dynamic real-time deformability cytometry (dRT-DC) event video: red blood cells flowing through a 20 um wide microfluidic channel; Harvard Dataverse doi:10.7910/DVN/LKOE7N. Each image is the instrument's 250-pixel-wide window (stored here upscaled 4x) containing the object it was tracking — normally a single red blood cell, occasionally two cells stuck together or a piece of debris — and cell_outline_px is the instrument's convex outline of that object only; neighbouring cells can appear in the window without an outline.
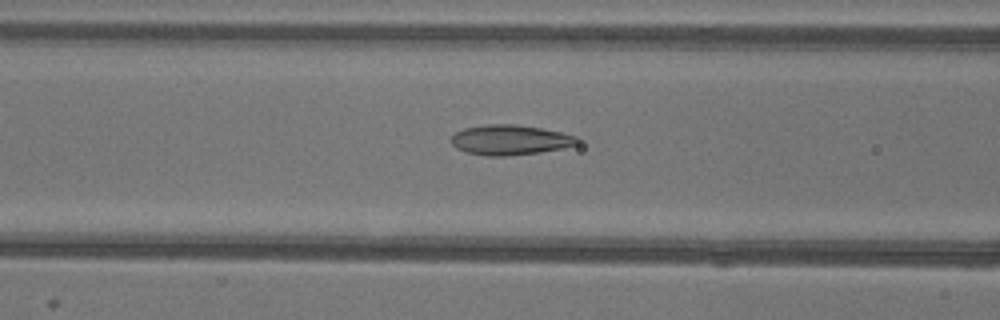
{"species": "common noctule bat (a hibernating species)", "species_latin": "Nyctalus noctula", "temperature_condition": "warm", "stored_images_in_passage": 51, "camera_frame_rate_fps": 3000, "um_per_image_px": 0.085, "animal": {"sex": "female"}, "frame": {"image": 1, "passage_image": 20, "time_ms": 6.333, "image_size_px": [1000, 320], "cell_outline_px": [[580, 144], [564, 148], [540, 152], [504, 156], [484, 156], [464, 152], [456, 148], [448, 140], [456, 132], [464, 128], [488, 124], [516, 124], [540, 128], [560, 132], [576, 136], [580, 140]], "centroid_in_image_um": [43.34, 11.9], "position_along_channel_um": 123.3, "area_um2": 22.31}}
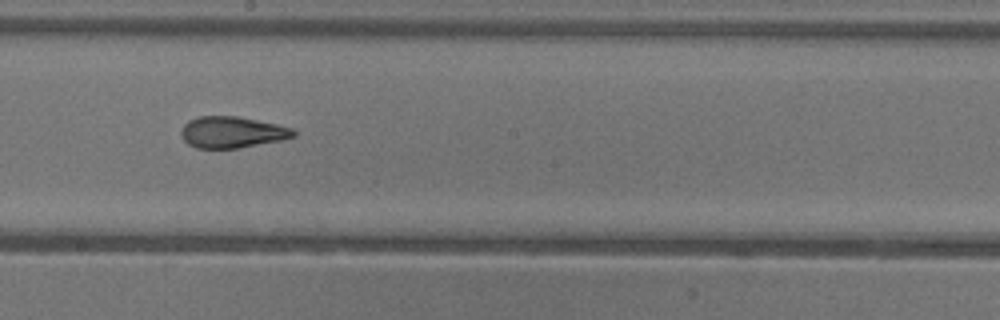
{"frame": {"image": 2, "passage_image": 28, "time_ms": 9.0, "image_size_px": [1000, 320], "cell_outline_px": [[296, 136], [280, 140], [240, 148], [196, 148], [188, 144], [184, 140], [180, 132], [180, 128], [188, 120], [200, 116], [236, 116], [276, 124], [292, 128], [296, 132]], "centroid_in_image_um": [19.69, 11.24], "position_along_channel_um": 228.5, "area_um2": 20.52}}
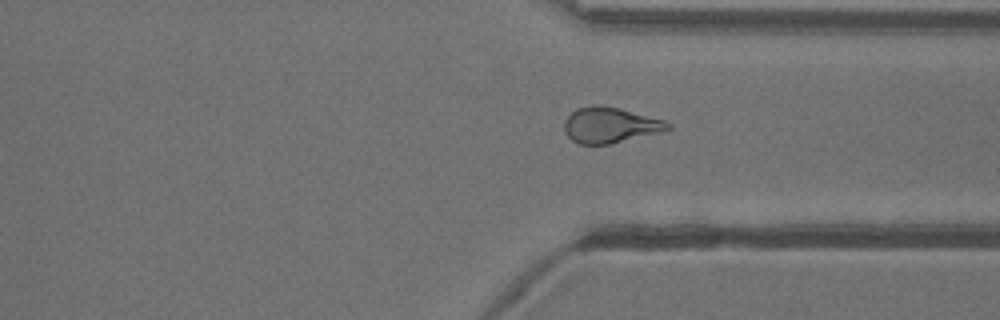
{"frame": {"image": 3, "passage_image": 38, "time_ms": 12.333, "image_size_px": [1000, 320], "cell_outline_px": [[672, 128], [660, 132], [608, 144], [580, 144], [572, 140], [568, 136], [564, 128], [564, 120], [576, 108], [620, 108], [664, 120], [672, 124]], "centroid_in_image_um": [51.89, 10.67], "position_along_channel_um": 359.5, "area_um2": 20.75}, "authors_computed_cell_mechanics": {"area_um2": 21.9062, "velocity_mm_per_s": 3.9458, "shape_relaxation_time_tau1_ms": 6.4742, "shape_relaxation_time_tau2_ms": 1.9856, "deformation_change_tau1": 0.1827, "deformation_change_tau2": 0.0854}}